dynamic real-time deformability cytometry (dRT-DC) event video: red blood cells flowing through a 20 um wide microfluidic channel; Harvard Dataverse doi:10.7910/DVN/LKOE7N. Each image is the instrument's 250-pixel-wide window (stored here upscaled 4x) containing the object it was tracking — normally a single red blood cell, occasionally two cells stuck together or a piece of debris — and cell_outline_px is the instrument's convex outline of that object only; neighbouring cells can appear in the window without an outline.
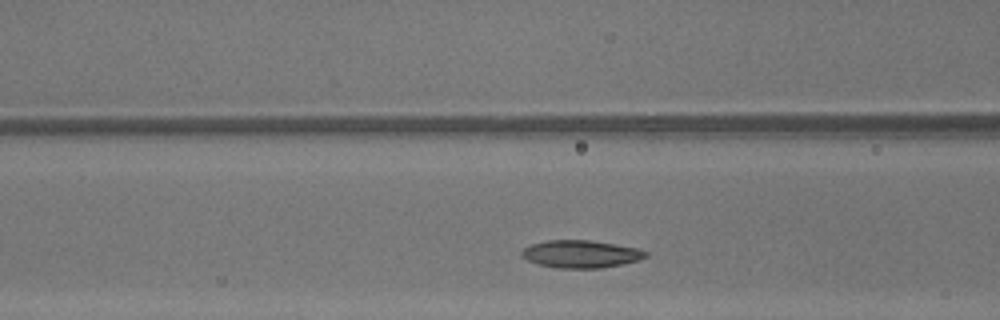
{"species": "common noctule bat (a hibernating species)", "species_latin": "Nyctalus noctula", "temperature_condition": "warm", "stored_images_in_passage": 25, "camera_frame_rate_fps": 3000, "um_per_image_px": 0.085, "animal": {"sex": "male", "body_mass_g": 13.3}, "frame": {"image": 1, "passage_image": 6, "time_ms": 1.667, "image_size_px": [1000, 320], "cell_outline_px": [[648, 256], [640, 260], [600, 268], [556, 268], [536, 264], [520, 256], [520, 252], [524, 248], [532, 244], [544, 240], [592, 240], [640, 248], [648, 252]], "centroid_in_image_um": [49.37, 21.58], "position_along_channel_um": 117.2, "area_um2": 20.17}}
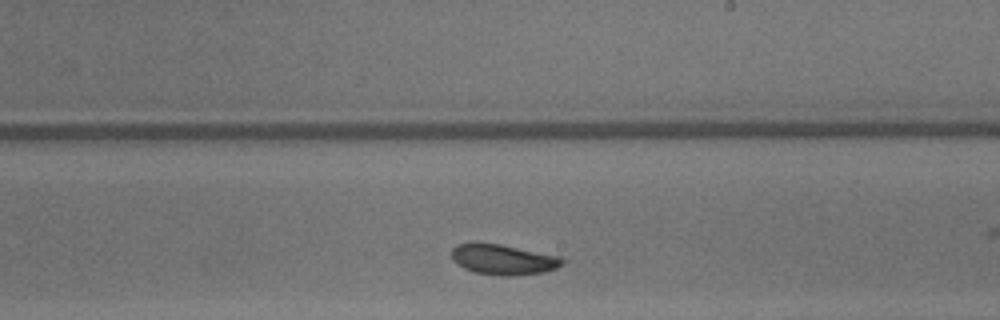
{"frame": {"image": 2, "passage_image": 15, "time_ms": 4.667, "image_size_px": [1000, 320], "cell_outline_px": [[564, 264], [556, 268], [544, 272], [516, 276], [496, 276], [476, 272], [464, 268], [456, 264], [452, 260], [452, 248], [456, 244], [476, 240], [500, 244], [560, 256], [564, 260]], "centroid_in_image_um": [42.73, 22.04], "position_along_channel_um": 246.3, "area_um2": 20.17}}
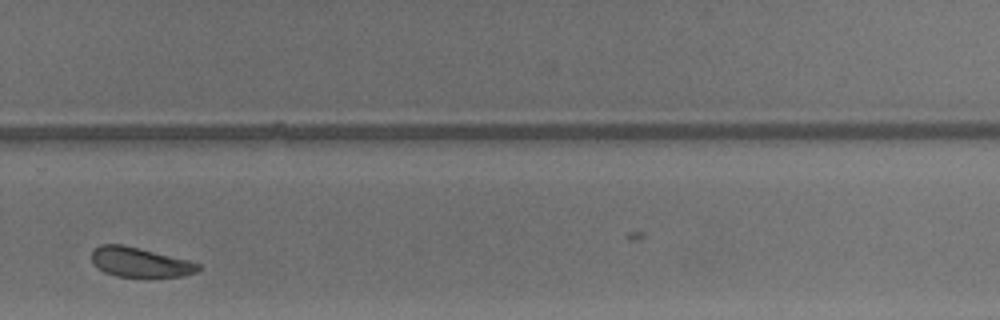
{"frame": {"image": 3, "passage_image": 20, "time_ms": 6.333, "image_size_px": [1000, 320], "cell_outline_px": [[200, 268], [196, 272], [180, 276], [116, 276], [104, 272], [96, 268], [92, 264], [92, 252], [100, 244], [124, 244], [188, 260], [200, 264]], "centroid_in_image_um": [11.84, 22.28], "position_along_channel_um": 318.0, "area_um2": 18.26}}